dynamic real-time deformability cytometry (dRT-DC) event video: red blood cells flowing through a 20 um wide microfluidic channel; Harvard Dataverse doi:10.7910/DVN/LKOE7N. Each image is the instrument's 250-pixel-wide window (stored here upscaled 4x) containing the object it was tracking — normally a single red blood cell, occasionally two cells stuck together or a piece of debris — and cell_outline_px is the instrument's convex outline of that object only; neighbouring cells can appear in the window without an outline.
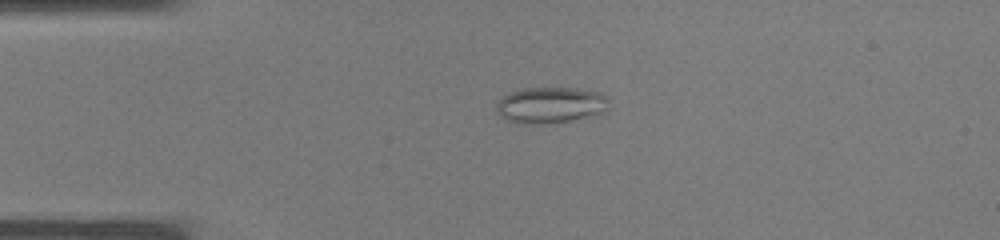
{"species": "common noctule bat (a hibernating species)", "species_latin": "Nyctalus noctula", "temperature_condition": "warm", "stored_images_in_passage": 31, "camera_frame_rate_fps": 3000, "um_per_image_px": 0.085, "animal": {"sex": "male", "body_mass_g": 19.0, "forearm_length_mm": 50.8}, "frame": {"image": 1, "passage_image": 3, "time_ms": 0.667, "image_size_px": [1000, 240], "cell_outline_px": [[608, 112], [568, 120], [540, 124], [524, 124], [508, 120], [496, 112], [496, 104], [508, 92], [524, 88], [576, 88], [600, 92], [608, 96]], "centroid_in_image_um": [46.82, 8.92], "position_along_channel_um": 38.2, "area_um2": 23.7}}
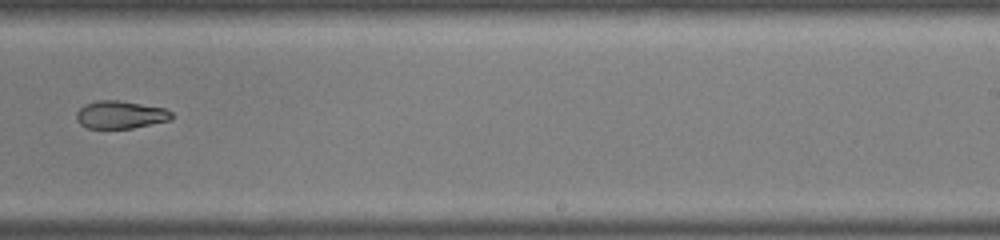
{"frame": {"image": 2, "passage_image": 18, "time_ms": 5.667, "image_size_px": [1000, 240], "cell_outline_px": [[172, 116], [168, 120], [132, 128], [88, 128], [80, 124], [76, 120], [76, 112], [84, 104], [96, 100], [120, 100], [164, 108], [172, 112]], "centroid_in_image_um": [10.18, 9.74], "position_along_channel_um": 278.8, "area_um2": 15.32}}
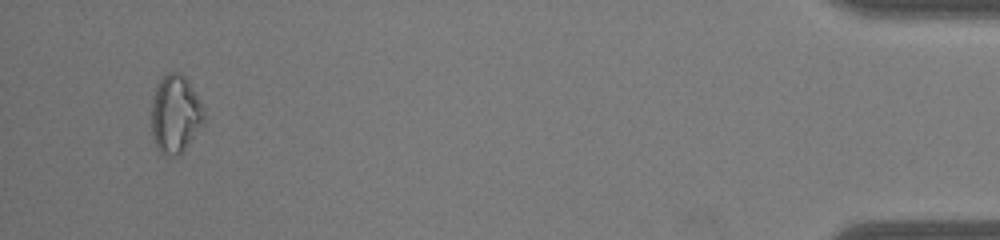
{"frame": {"image": 3, "passage_image": 30, "time_ms": 9.667, "image_size_px": [1000, 240], "cell_outline_px": [[204, 120], [180, 156], [164, 156], [156, 148], [152, 136], [152, 100], [156, 84], [168, 72], [180, 72], [188, 80], [200, 100], [204, 112]], "centroid_in_image_um": [14.88, 9.71], "position_along_channel_um": 420.3, "area_um2": 23.93}}